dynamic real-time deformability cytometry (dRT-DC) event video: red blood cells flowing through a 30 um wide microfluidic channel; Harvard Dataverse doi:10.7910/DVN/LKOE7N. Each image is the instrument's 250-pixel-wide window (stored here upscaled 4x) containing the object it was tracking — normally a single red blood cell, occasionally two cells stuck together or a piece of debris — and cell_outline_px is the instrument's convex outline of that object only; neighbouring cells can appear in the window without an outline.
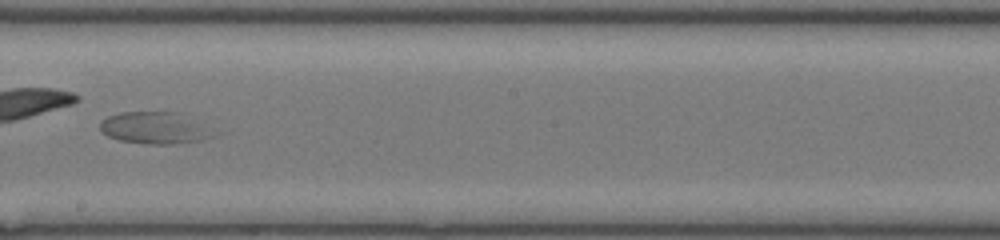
{"species": "common noctule bat (a hibernating species)", "species_latin": "Nyctalus noctula", "temperature_condition": "room temperature", "stored_images_in_passage": 49, "camera_frame_rate_fps": 3000, "um_per_image_px": 0.085, "animal": {"sex": "female", "body_mass_g": 17.0, "forearm_length_mm": 48.0}, "frame": {"image": 1, "passage_image": 27, "time_ms": 8.667, "image_size_px": [1000, 240], "cell_outline_px": [[228, 132], [204, 140], [176, 144], [152, 144], [120, 140], [108, 136], [100, 128], [100, 120], [108, 116], [120, 112], [180, 112]], "centroid_in_image_um": [13.4, 10.87], "position_along_channel_um": 234.8, "area_um2": 22.14}}
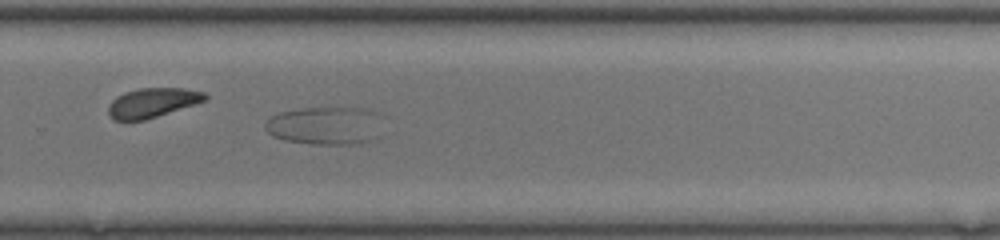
{"frame": {"image": 2, "passage_image": 32, "time_ms": 10.333, "image_size_px": [1000, 240], "cell_outline_px": [[380, 136], [372, 140], [360, 144], [312, 144], [284, 140], [272, 136], [264, 128], [264, 124], [272, 116], [280, 112], [304, 108], [364, 108], [368, 112]], "centroid_in_image_um": [27.49, 10.71], "position_along_channel_um": 302.3, "area_um2": 25.2}}
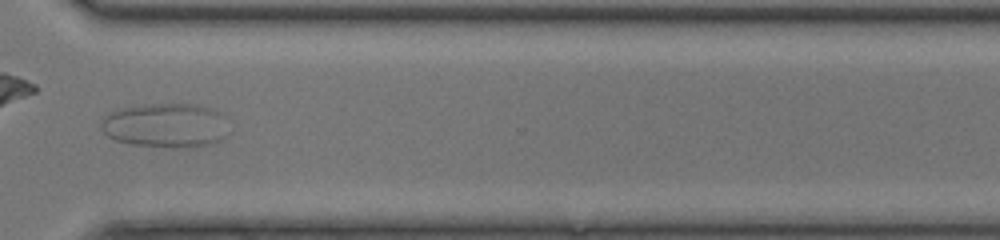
{"frame": {"image": 3, "passage_image": 36, "time_ms": 11.667, "image_size_px": [1000, 240], "cell_outline_px": [[224, 136], [220, 140], [212, 144], [192, 148], [168, 148], [132, 144], [116, 140], [108, 136], [100, 128], [100, 124], [104, 116], [112, 112], [124, 108], [156, 104], [196, 104], [220, 112]], "centroid_in_image_um": [14.02, 10.69], "position_along_channel_um": 356.6, "area_um2": 32.48}}